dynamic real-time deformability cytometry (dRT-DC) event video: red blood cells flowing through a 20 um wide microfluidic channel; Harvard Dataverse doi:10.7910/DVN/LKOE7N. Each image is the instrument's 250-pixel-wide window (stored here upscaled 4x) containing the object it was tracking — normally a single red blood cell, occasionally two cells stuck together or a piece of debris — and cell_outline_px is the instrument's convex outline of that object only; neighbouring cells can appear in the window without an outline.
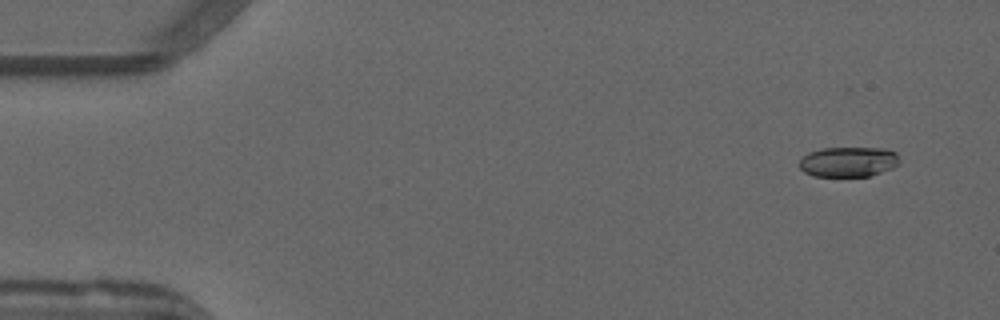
{"species": "common noctule bat (a hibernating species)", "species_latin": "Nyctalus noctula", "temperature_condition": "warm", "stored_images_in_passage": 53, "camera_frame_rate_fps": 3000, "um_per_image_px": 0.085, "animal": {"sex": "male", "forearm_length_mm": 52.5}, "frame": {"image": 1, "passage_image": 4, "time_ms": 1.0, "image_size_px": [1000, 320], "cell_outline_px": [[896, 164], [892, 168], [868, 176], [812, 176], [804, 172], [800, 168], [800, 160], [808, 152], [824, 148], [884, 148], [896, 152]], "centroid_in_image_um": [72.06, 13.75], "position_along_channel_um": 12.9, "area_um2": 17.28}}
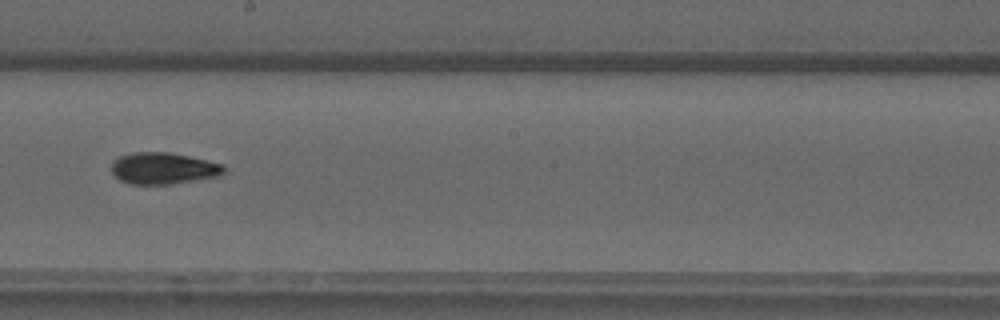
{"frame": {"image": 2, "passage_image": 30, "time_ms": 9.667, "image_size_px": [1000, 320], "cell_outline_px": [[224, 176], [168, 184], [128, 184], [120, 180], [112, 172], [112, 160], [120, 156], [132, 152], [168, 152], [188, 156], [224, 164]], "centroid_in_image_um": [13.9, 14.31], "position_along_channel_um": 234.3, "area_um2": 20.81}}
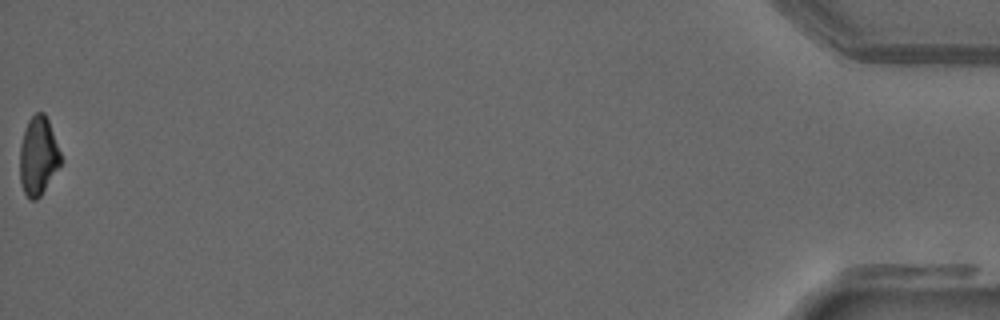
{"frame": {"image": 3, "passage_image": 53, "time_ms": 17.333, "image_size_px": [1000, 320], "cell_outline_px": [[64, 160], [40, 196], [36, 200], [32, 200], [24, 192], [20, 184], [20, 148], [24, 132], [28, 120], [36, 112], [44, 112], [48, 120]], "centroid_in_image_um": [3.27, 13.26], "position_along_channel_um": 431.9, "area_um2": 18.73}, "authors_computed_cell_mechanics": {"area_um2": 19.2474, "velocity_mm_per_s": 3.9243, "shape_relaxation_time_tau1_ms": 6.6883, "shape_relaxation_time_tau2_ms": 4.3306, "deformation_change_tau1": 0.2116, "deformation_change_tau2": 0.0939}}